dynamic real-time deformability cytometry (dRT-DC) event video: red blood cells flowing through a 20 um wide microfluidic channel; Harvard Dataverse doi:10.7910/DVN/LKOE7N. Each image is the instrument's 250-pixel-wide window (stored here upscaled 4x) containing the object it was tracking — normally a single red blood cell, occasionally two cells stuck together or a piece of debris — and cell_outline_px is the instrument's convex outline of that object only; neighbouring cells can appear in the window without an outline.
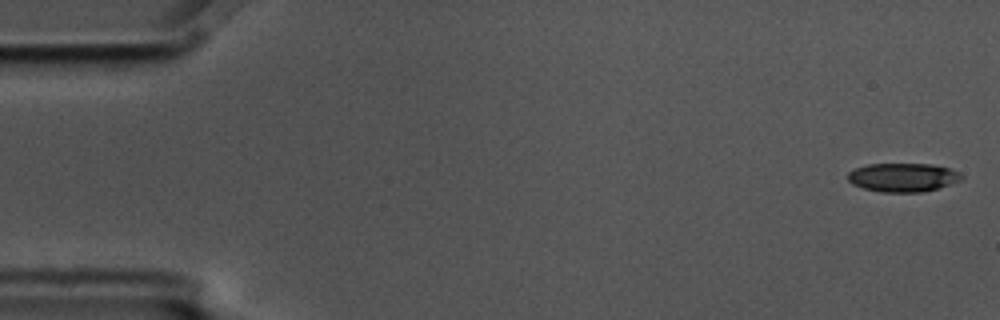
{"species": "common noctule bat (a hibernating species)", "species_latin": "Nyctalus noctula", "temperature_condition": "cold", "stored_images_in_passage": 11, "camera_frame_rate_fps": 3000, "um_per_image_px": 0.085, "animal": {"sex": "male", "body_mass_g": 17.5, "forearm_length_mm": 52.3}, "frame": {"image": 1, "passage_image": 1, "time_ms": 0.0, "image_size_px": [1000, 320], "cell_outline_px": [[964, 180], [936, 188], [920, 192], [884, 192], [864, 188], [852, 184], [848, 180], [848, 172], [856, 168], [868, 164], [932, 164], [952, 168], [960, 172], [964, 176]], "centroid_in_image_um": [76.8, 15.07], "position_along_channel_um": 8.2, "area_um2": 19.07}}
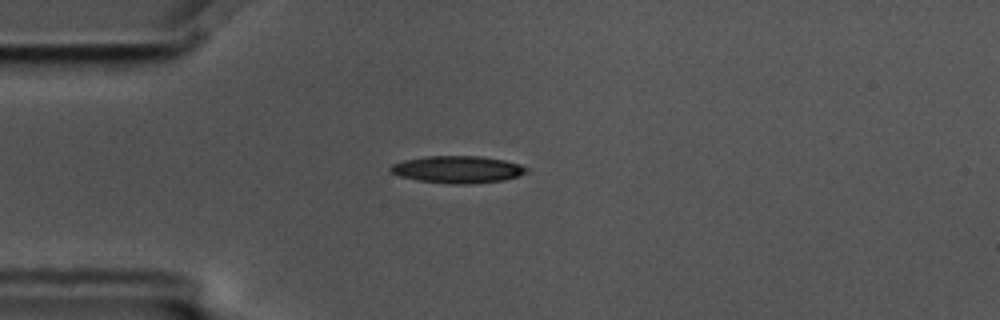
{"frame": {"image": 2, "passage_image": 4, "time_ms": 1.0, "image_size_px": [1000, 320], "cell_outline_px": [[528, 172], [504, 180], [472, 184], [448, 184], [416, 180], [400, 176], [392, 172], [388, 168], [392, 164], [404, 160], [428, 156], [480, 156], [504, 160], [520, 164], [528, 168]], "centroid_in_image_um": [38.9, 14.41], "position_along_channel_um": 46.1, "area_um2": 21.56}}
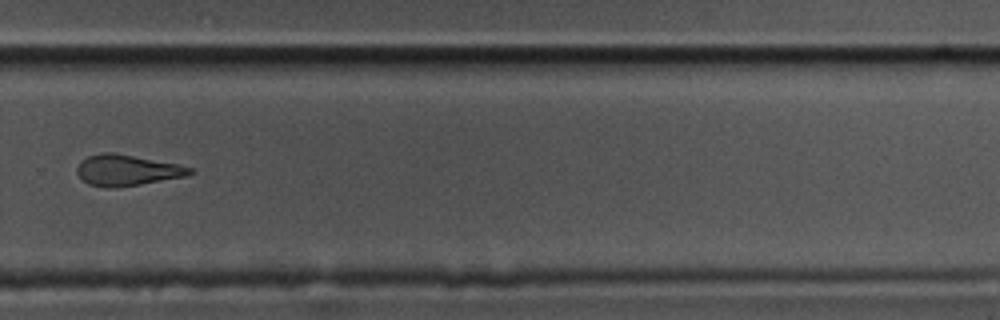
{"frame": {"image": 3, "passage_image": 11, "time_ms": 3.333, "image_size_px": [1000, 320], "cell_outline_px": [[192, 172], [184, 176], [140, 184], [116, 188], [108, 188], [88, 184], [76, 172], [76, 168], [80, 160], [88, 156], [104, 152], [112, 152], [180, 164], [192, 168]], "centroid_in_image_um": [10.75, 14.46], "position_along_channel_um": 319.0, "area_um2": 20.23}}